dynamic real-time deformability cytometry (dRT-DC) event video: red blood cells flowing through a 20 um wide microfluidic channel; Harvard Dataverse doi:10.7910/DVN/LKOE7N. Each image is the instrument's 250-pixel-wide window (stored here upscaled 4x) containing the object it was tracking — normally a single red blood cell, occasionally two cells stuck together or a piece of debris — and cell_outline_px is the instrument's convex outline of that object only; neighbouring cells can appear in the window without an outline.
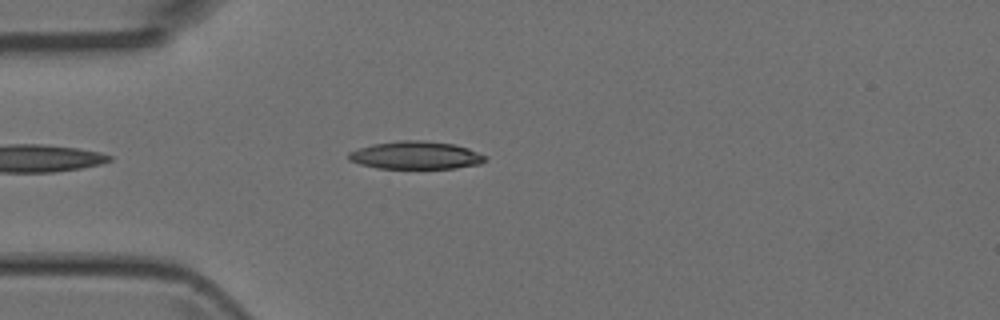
{"species": "Egyptian fruit bat (a non-hibernating species)", "species_latin": "Rousettus aegyptiacus", "temperature_condition": "room temperature", "stored_images_in_passage": 4, "camera_frame_rate_fps": 3000, "um_per_image_px": 0.085, "animal": {"sex": "female"}, "frame": {"image": 1, "passage_image": 4, "time_ms": 3.333, "image_size_px": [1000, 320], "cell_outline_px": [[488, 160], [480, 164], [456, 168], [376, 168], [360, 164], [348, 160], [348, 152], [372, 144], [400, 140], [424, 140], [452, 144], [468, 148], [488, 156]], "centroid_in_image_um": [35.36, 13.2], "position_along_channel_um": 49.6, "area_um2": 22.25}}